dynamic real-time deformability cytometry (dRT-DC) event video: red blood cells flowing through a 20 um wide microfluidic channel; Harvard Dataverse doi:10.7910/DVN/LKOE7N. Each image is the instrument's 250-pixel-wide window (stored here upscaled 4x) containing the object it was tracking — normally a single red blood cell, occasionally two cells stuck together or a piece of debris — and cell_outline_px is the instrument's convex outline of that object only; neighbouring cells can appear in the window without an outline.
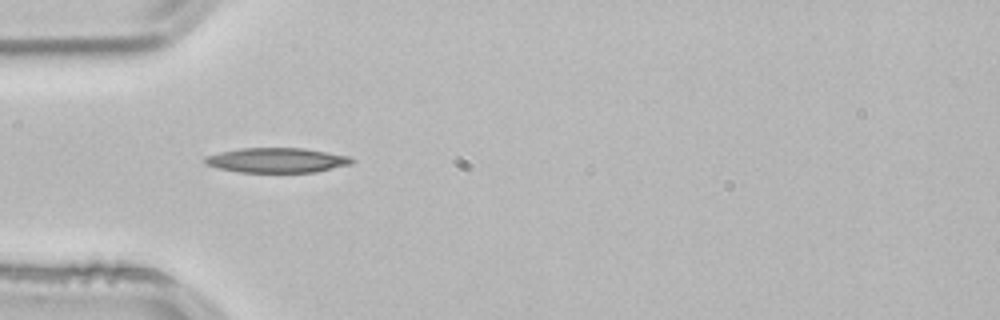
{"species": "common noctule bat (a hibernating species)", "species_latin": "Nyctalus noctula", "temperature_condition": "room temperature", "stored_images_in_passage": 38, "camera_frame_rate_fps": 3000, "um_per_image_px": 0.085, "animal": {"sex": "male", "body_mass_g": 21.5, "forearm_length_mm": 52.0}, "frame": {"image": 1, "passage_image": 1, "time_ms": 0.0, "image_size_px": [1000, 320], "cell_outline_px": [[356, 160], [352, 164], [316, 172], [240, 172], [220, 168], [208, 164], [204, 160], [204, 156], [220, 152], [240, 148], [304, 148], [352, 156]], "centroid_in_image_um": [23.61, 13.61], "position_along_channel_um": 61.4, "area_um2": 21.27}}
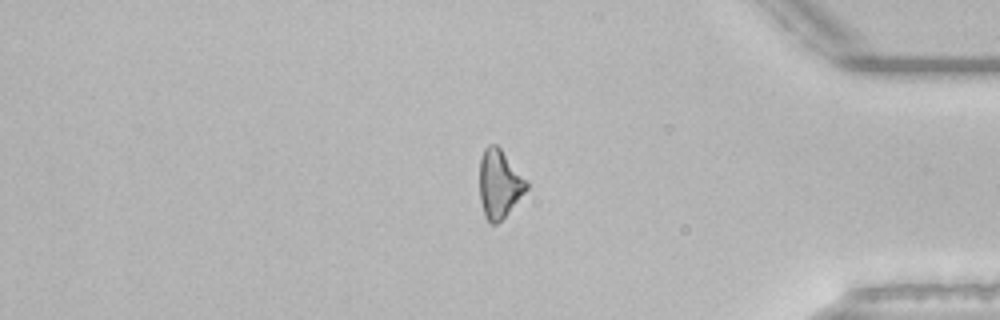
{"frame": {"image": 2, "passage_image": 29, "time_ms": 9.333, "image_size_px": [1000, 320], "cell_outline_px": [[528, 188], [508, 212], [496, 224], [492, 224], [484, 216], [480, 200], [480, 156], [484, 148], [488, 144], [496, 144], [500, 148], [528, 180]], "centroid_in_image_um": [42.43, 15.59], "position_along_channel_um": 392.8, "area_um2": 18.67}}
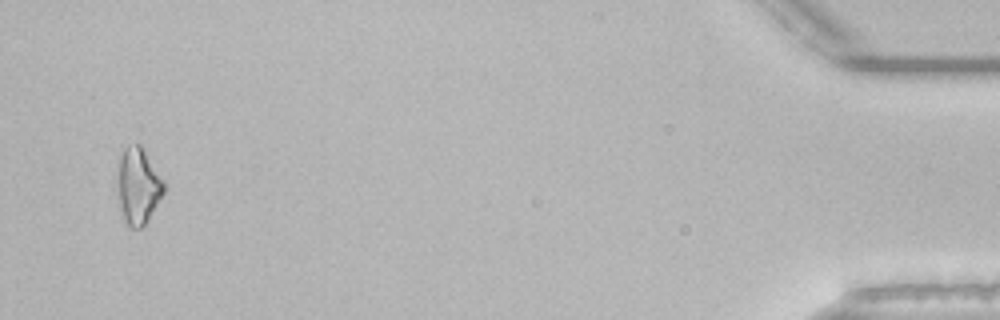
{"frame": {"image": 3, "passage_image": 36, "time_ms": 11.667, "image_size_px": [1000, 320], "cell_outline_px": [[164, 192], [148, 220], [140, 228], [128, 228], [124, 224], [120, 208], [120, 156], [124, 148], [128, 144], [140, 144], [164, 180]], "centroid_in_image_um": [11.77, 15.84], "position_along_channel_um": 423.4, "area_um2": 20.11}, "authors_computed_cell_mechanics": {"area_um2": 19.5942, "velocity_mm_per_s": 3.8607, "shape_relaxation_time_tau1_ms": 8.3726, "shape_relaxation_time_tau2_ms": null, "deformation_change_tau1": 0.1895, "deformation_change_tau2": null}}